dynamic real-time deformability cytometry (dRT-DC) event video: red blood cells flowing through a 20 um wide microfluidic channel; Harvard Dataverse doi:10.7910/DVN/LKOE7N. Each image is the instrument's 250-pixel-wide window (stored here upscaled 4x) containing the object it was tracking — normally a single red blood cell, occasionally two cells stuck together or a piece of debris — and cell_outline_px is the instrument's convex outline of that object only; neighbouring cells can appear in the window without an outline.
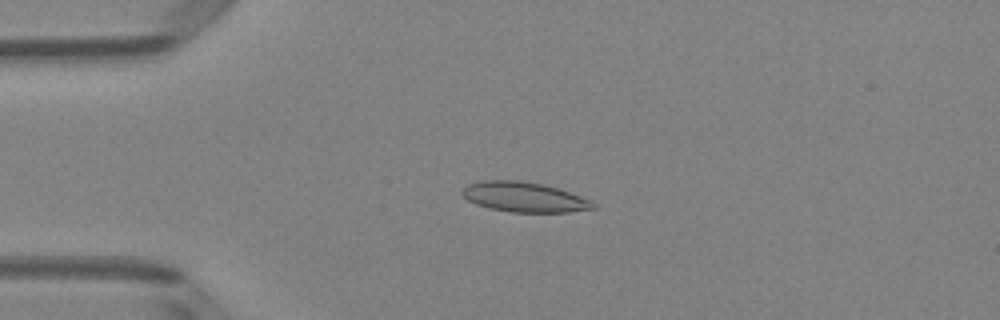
{"species": "Egyptian fruit bat (a non-hibernating species)", "species_latin": "Rousettus aegyptiacus", "temperature_condition": "room temperature", "stored_images_in_passage": 49, "camera_frame_rate_fps": 3000, "um_per_image_px": 0.085, "animal": {"sex": "female"}, "frame": {"image": 1, "passage_image": 11, "time_ms": 3.333, "image_size_px": [1000, 320], "cell_outline_px": [[596, 208], [568, 212], [512, 212], [488, 208], [476, 204], [468, 200], [460, 192], [468, 184], [484, 180], [520, 180], [544, 184], [592, 200], [596, 204]], "centroid_in_image_um": [44.56, 16.75], "position_along_channel_um": 40.4, "area_um2": 22.83}}
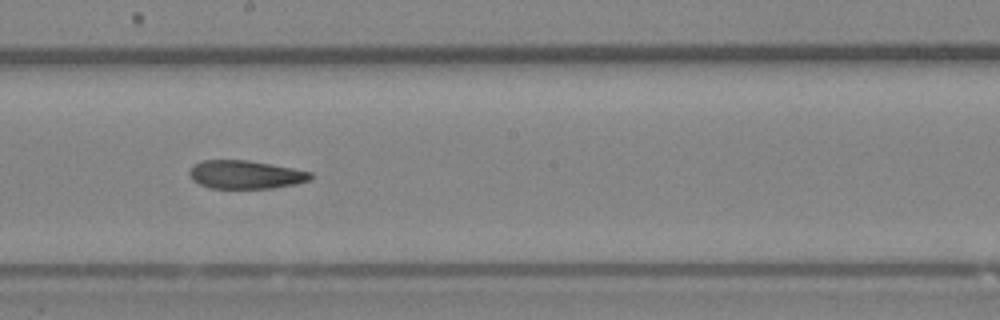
{"frame": {"image": 2, "passage_image": 27, "time_ms": 8.667, "image_size_px": [1000, 320], "cell_outline_px": [[312, 176], [308, 180], [296, 184], [272, 188], [208, 188], [192, 180], [188, 172], [192, 164], [200, 160], [248, 160], [292, 168], [312, 172]], "centroid_in_image_um": [20.81, 14.83], "position_along_channel_um": 227.4, "area_um2": 20.06}}
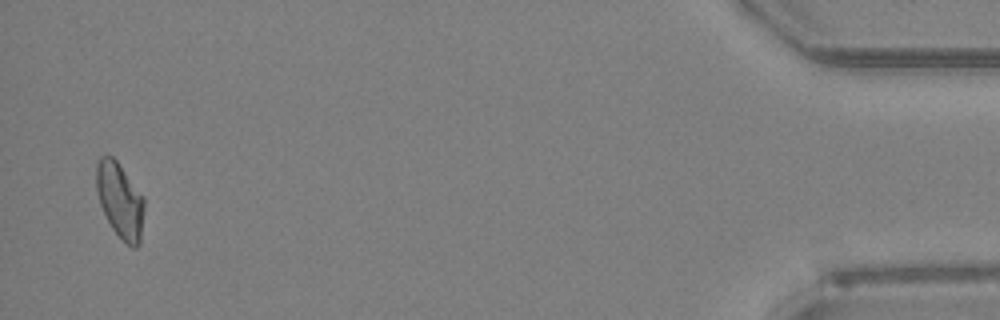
{"frame": {"image": 3, "passage_image": 48, "time_ms": 15.667, "image_size_px": [1000, 320], "cell_outline_px": [[144, 208], [140, 244], [136, 248], [132, 248], [112, 228], [100, 204], [96, 188], [96, 164], [100, 156], [112, 156], [116, 160], [144, 196]], "centroid_in_image_um": [10.21, 17.01], "position_along_channel_um": 425.0, "area_um2": 20.87}, "authors_computed_cell_mechanics": {"area_um2": 21.0392, "velocity_mm_per_s": 4.0338, "shape_relaxation_time_tau1_ms": null, "shape_relaxation_time_tau2_ms": 6.0138, "deformation_change_tau1": null, "deformation_change_tau2": 0.1424}}